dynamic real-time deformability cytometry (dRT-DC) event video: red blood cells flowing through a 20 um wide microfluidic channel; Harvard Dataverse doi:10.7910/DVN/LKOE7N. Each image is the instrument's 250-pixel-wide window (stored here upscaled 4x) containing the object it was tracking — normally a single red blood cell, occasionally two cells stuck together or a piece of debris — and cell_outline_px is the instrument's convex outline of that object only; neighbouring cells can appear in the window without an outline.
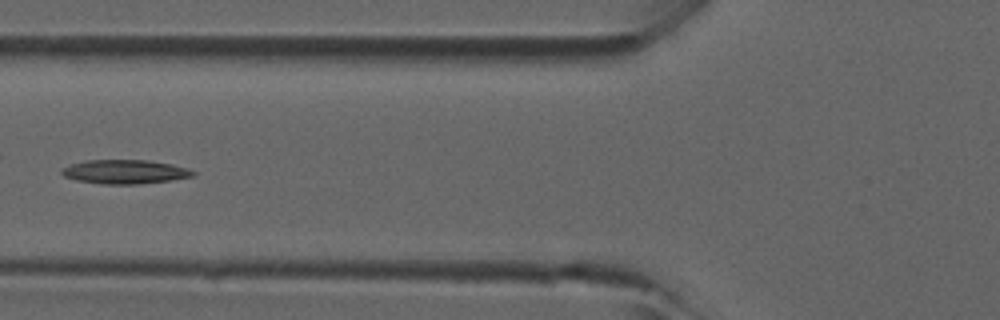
{"species": "common noctule bat (a hibernating species)", "species_latin": "Nyctalus noctula", "temperature_condition": "room temperature", "stored_images_in_passage": 5, "camera_frame_rate_fps": 3000, "um_per_image_px": 0.085, "animal": {"sex": "male", "forearm_length_mm": 52.5}, "frame": {"image": 1, "passage_image": 4, "time_ms": 1.0, "image_size_px": [1000, 320], "cell_outline_px": [[196, 176], [172, 180], [136, 184], [104, 184], [76, 180], [64, 176], [60, 172], [60, 168], [68, 164], [84, 160], [148, 160], [172, 164], [188, 168], [196, 172]], "centroid_in_image_um": [10.6, 14.59], "position_along_channel_um": 115.2, "area_um2": 18.61}}
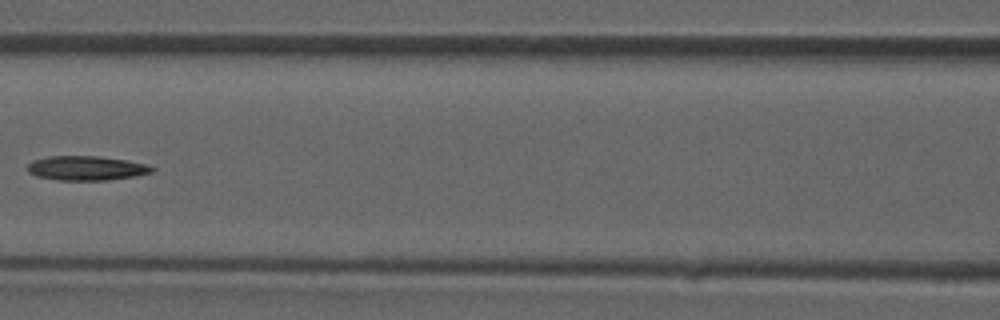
{"frame": {"image": 2, "passage_image": 5, "time_ms": 1.333, "image_size_px": [1000, 320], "cell_outline_px": [[156, 168], [152, 172], [136, 176], [108, 180], [56, 180], [36, 176], [28, 172], [28, 164], [32, 160], [48, 156], [100, 156], [128, 160], [144, 164]], "centroid_in_image_um": [7.33, 14.29], "position_along_channel_um": 159.3, "area_um2": 17.8}}